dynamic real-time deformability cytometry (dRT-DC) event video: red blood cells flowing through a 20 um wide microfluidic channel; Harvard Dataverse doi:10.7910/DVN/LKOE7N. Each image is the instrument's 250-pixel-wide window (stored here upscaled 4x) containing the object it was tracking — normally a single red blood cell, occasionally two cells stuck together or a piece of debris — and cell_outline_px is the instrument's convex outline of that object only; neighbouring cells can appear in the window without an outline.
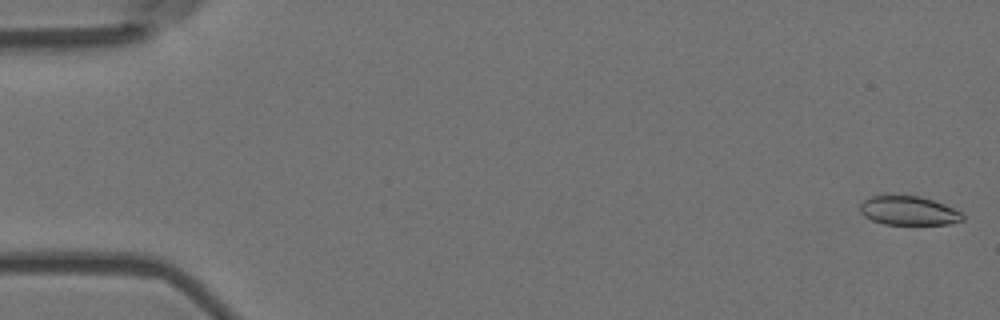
{"species": "Egyptian fruit bat (a non-hibernating species)", "species_latin": "Rousettus aegyptiacus", "temperature_condition": "room temperature", "stored_images_in_passage": 6, "camera_frame_rate_fps": 3000, "um_per_image_px": 0.085, "animal": {"sex": "female"}, "frame": {"image": 1, "passage_image": 1, "time_ms": 0.0, "image_size_px": [1000, 320], "cell_outline_px": [[964, 220], [948, 224], [884, 224], [872, 220], [864, 216], [860, 212], [860, 204], [864, 200], [872, 196], [892, 192], [920, 196], [944, 204], [960, 212], [964, 216]], "centroid_in_image_um": [77.18, 17.86], "position_along_channel_um": 7.8, "area_um2": 17.8}}
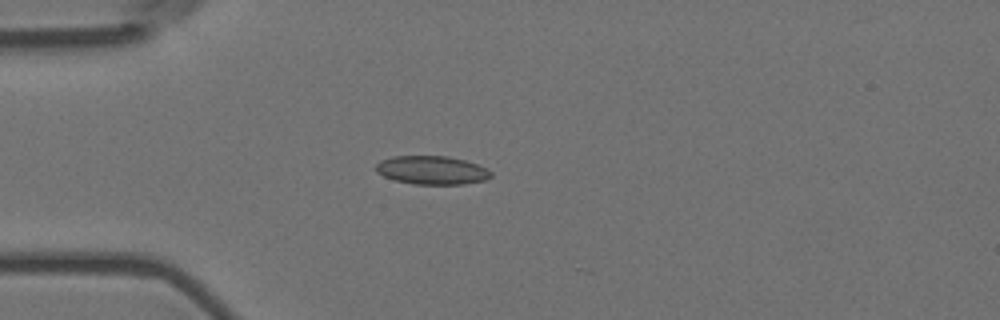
{"frame": {"image": 2, "passage_image": 5, "time_ms": 1.333, "image_size_px": [1000, 320], "cell_outline_px": [[492, 176], [488, 180], [464, 184], [412, 184], [396, 180], [384, 176], [376, 172], [376, 164], [380, 160], [392, 156], [448, 156], [464, 160], [476, 164], [492, 172]], "centroid_in_image_um": [36.71, 14.47], "position_along_channel_um": 48.3, "area_um2": 19.13}}